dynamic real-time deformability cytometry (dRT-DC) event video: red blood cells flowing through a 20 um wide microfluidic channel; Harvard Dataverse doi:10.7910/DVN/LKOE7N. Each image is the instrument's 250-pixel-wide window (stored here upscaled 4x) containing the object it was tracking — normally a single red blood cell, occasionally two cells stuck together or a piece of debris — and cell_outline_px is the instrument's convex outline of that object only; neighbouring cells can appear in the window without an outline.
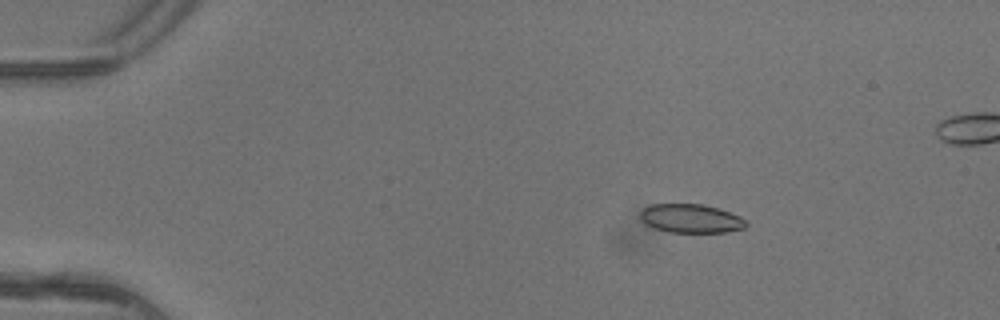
{"species": "common noctule bat (a hibernating species)", "species_latin": "Nyctalus noctula", "temperature_condition": "warm", "stored_images_in_passage": 5, "camera_frame_rate_fps": 3000, "um_per_image_px": 0.085, "animal": {"sex": "female"}, "frame": {"image": 1, "passage_image": 2, "time_ms": 0.333, "image_size_px": [1000, 320], "cell_outline_px": [[748, 224], [744, 228], [724, 232], [668, 232], [656, 228], [648, 224], [640, 216], [640, 212], [644, 208], [652, 204], [704, 204], [740, 216]], "centroid_in_image_um": [58.74, 18.57], "position_along_channel_um": 26.3, "area_um2": 17.4}}